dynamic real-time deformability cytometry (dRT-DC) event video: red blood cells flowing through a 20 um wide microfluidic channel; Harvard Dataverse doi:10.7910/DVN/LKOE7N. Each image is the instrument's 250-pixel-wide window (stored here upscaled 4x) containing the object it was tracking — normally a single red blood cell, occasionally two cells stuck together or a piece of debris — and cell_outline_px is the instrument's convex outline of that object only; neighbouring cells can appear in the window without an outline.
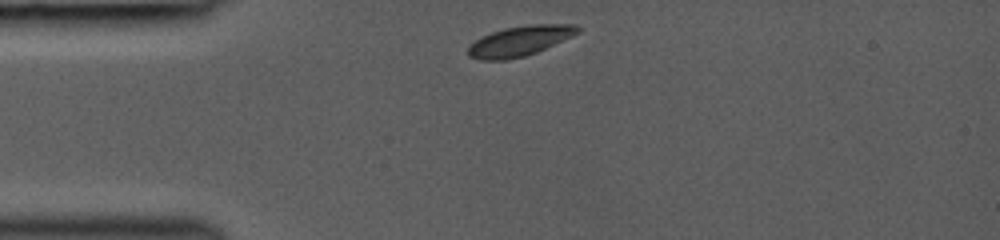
{"species": "common noctule bat (a hibernating species)", "species_latin": "Nyctalus noctula", "temperature_condition": "room temperature", "stored_images_in_passage": 14, "camera_frame_rate_fps": 3000, "um_per_image_px": 0.085, "animal": {"sex": "female", "body_mass_g": 19.0, "forearm_length_mm": 53.3}, "frame": {"image": 1, "passage_image": 1, "time_ms": 0.0, "image_size_px": [1000, 240], "cell_outline_px": [[580, 32], [536, 52], [524, 56], [504, 60], [480, 60], [468, 56], [468, 48], [480, 36], [504, 28], [528, 24], [576, 24], [580, 28]], "centroid_in_image_um": [44.17, 3.47], "position_along_channel_um": 40.8, "area_um2": 19.07}}
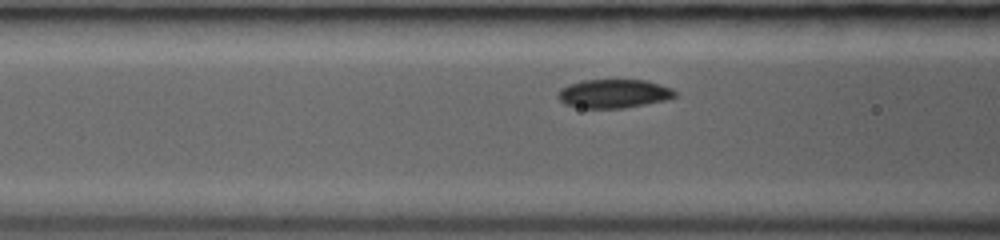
{"frame": {"image": 2, "passage_image": 7, "time_ms": 2.333, "image_size_px": [1000, 240], "cell_outline_px": [[676, 96], [664, 100], [624, 108], [580, 108], [564, 104], [556, 96], [560, 88], [568, 84], [580, 80], [648, 80], [672, 88], [676, 92]], "centroid_in_image_um": [52.13, 7.95], "position_along_channel_um": 114.5, "area_um2": 19.71}}
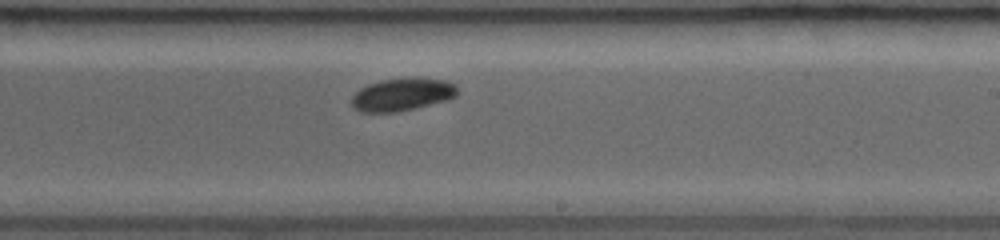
{"frame": {"image": 3, "passage_image": 14, "time_ms": 5.667, "image_size_px": [1000, 240], "cell_outline_px": [[456, 96], [448, 100], [416, 108], [396, 112], [360, 112], [352, 108], [352, 96], [360, 88], [368, 84], [380, 80], [448, 80], [456, 84]], "centroid_in_image_um": [34.15, 8.08], "position_along_channel_um": 254.9, "area_um2": 19.65}}